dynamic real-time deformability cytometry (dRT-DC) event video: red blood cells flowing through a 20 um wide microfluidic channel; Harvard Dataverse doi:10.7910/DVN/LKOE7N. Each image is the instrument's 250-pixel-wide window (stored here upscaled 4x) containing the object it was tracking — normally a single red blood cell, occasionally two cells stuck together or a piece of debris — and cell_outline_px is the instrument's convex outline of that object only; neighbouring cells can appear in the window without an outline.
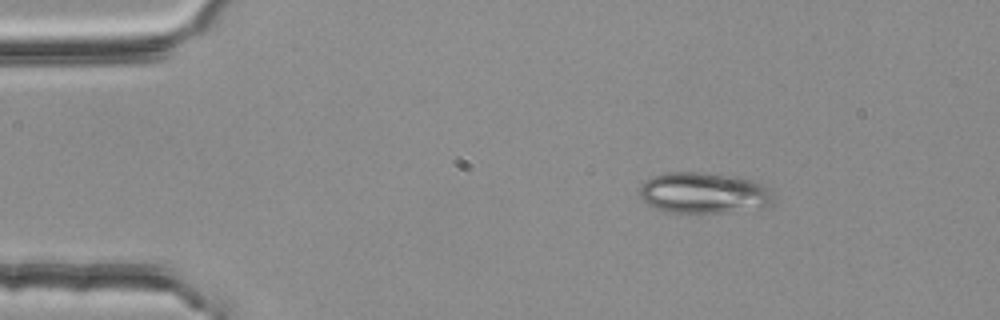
{"species": "common noctule bat (a hibernating species)", "species_latin": "Nyctalus noctula", "temperature_condition": "room temperature", "stored_images_in_passage": 2, "camera_frame_rate_fps": 3000, "um_per_image_px": 0.085, "animal": {"sex": "female", "body_mass_g": 25.1}, "frame": {"image": 1, "passage_image": 1, "time_ms": 0.0, "image_size_px": [1000, 320], "cell_outline_px": [[772, 204], [728, 212], [672, 212], [648, 204], [640, 196], [640, 188], [644, 180], [652, 176], [668, 172], [700, 172], [740, 176], [764, 184], [772, 192]], "centroid_in_image_um": [59.82, 16.36], "position_along_channel_um": 25.2, "area_um2": 31.67}}